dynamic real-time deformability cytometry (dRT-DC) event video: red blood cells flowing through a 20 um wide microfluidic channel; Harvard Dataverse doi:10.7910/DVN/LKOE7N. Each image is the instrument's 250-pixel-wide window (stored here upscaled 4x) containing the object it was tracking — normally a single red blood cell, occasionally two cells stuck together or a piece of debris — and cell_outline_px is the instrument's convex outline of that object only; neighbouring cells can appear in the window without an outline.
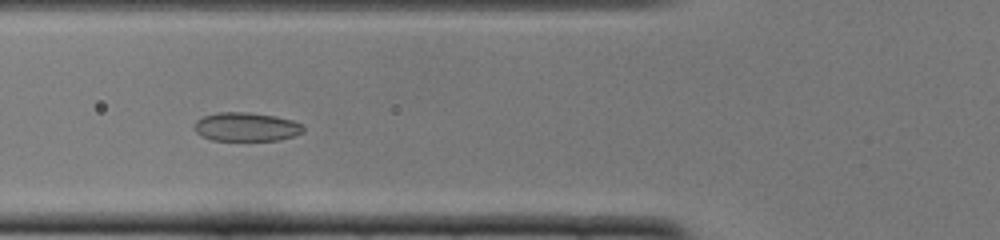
{"species": "common noctule bat (a hibernating species)", "species_latin": "Nyctalus noctula", "temperature_condition": "cold", "stored_images_in_passage": 50, "camera_frame_rate_fps": 3000, "um_per_image_px": 0.085, "animal": {"sex": "female", "body_mass_g": 22.0, "forearm_length_mm": 56.7}, "frame": {"image": 1, "passage_image": 17, "time_ms": 5.333, "image_size_px": [1000, 240], "cell_outline_px": [[304, 132], [280, 140], [212, 140], [200, 136], [192, 128], [196, 120], [204, 116], [216, 112], [248, 112], [276, 116], [292, 120], [304, 124]], "centroid_in_image_um": [20.92, 10.78], "position_along_channel_um": 104.9, "area_um2": 18.5}}
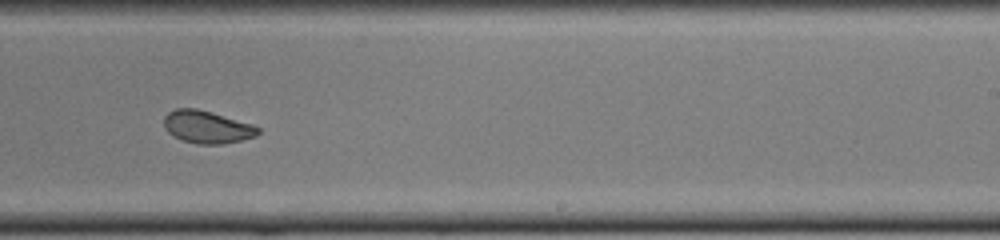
{"frame": {"image": 2, "passage_image": 30, "time_ms": 9.667, "image_size_px": [1000, 240], "cell_outline_px": [[260, 132], [256, 136], [224, 144], [196, 144], [180, 140], [172, 136], [164, 128], [164, 116], [168, 112], [176, 108], [196, 108], [212, 112], [252, 124], [260, 128]], "centroid_in_image_um": [17.57, 10.8], "position_along_channel_um": 271.4, "area_um2": 18.03}}
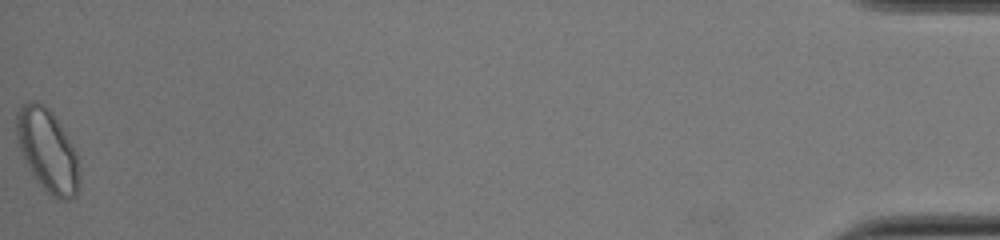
{"frame": {"image": 3, "passage_image": 50, "time_ms": 16.333, "image_size_px": [1000, 240], "cell_outline_px": [[80, 184], [76, 196], [68, 200], [60, 200], [52, 196], [40, 184], [24, 160], [16, 136], [16, 112], [28, 100], [36, 100], [48, 108], [52, 112], [72, 144], [76, 152], [80, 176]], "centroid_in_image_um": [4.05, 12.79], "position_along_channel_um": 431.1, "area_um2": 30.17}, "authors_computed_cell_mechanics": {"area_um2": 19.4497, "velocity_mm_per_s": 3.8562, "shape_relaxation_time_tau1_ms": 6.0966, "shape_relaxation_time_tau2_ms": 1.1725, "deformation_change_tau1": 0.1402, "deformation_change_tau2": 0.0522}}